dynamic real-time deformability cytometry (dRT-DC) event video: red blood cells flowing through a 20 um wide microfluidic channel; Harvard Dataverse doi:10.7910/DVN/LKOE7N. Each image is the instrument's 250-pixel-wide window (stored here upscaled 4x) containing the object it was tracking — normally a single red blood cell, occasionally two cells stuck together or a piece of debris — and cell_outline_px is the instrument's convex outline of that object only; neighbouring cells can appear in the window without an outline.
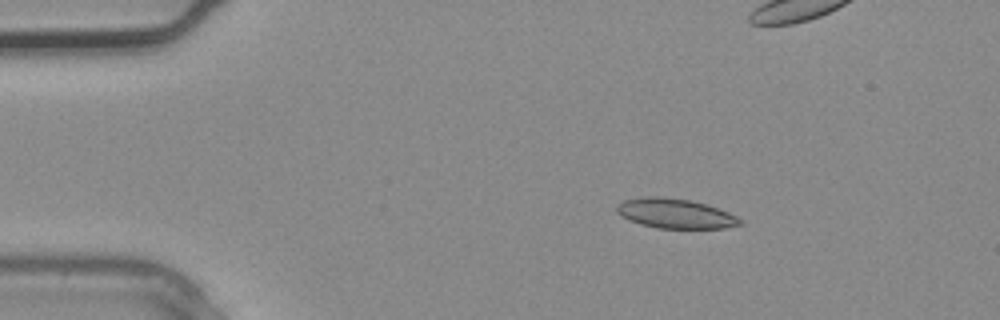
{"species": "common noctule bat (a hibernating species)", "species_latin": "Nyctalus noctula", "temperature_condition": "warm", "stored_images_in_passage": 3, "camera_frame_rate_fps": 3000, "um_per_image_px": 0.085, "animal": {"sex": "male", "body_mass_g": 20.4}, "frame": {"image": 1, "passage_image": 1, "time_ms": 0.0, "image_size_px": [1000, 320], "cell_outline_px": [[744, 224], [724, 228], [656, 228], [640, 224], [628, 220], [620, 216], [616, 212], [616, 204], [624, 200], [640, 196], [660, 196], [692, 200], [728, 212], [744, 220]], "centroid_in_image_um": [57.36, 18.14], "position_along_channel_um": 27.6, "area_um2": 21.62}}